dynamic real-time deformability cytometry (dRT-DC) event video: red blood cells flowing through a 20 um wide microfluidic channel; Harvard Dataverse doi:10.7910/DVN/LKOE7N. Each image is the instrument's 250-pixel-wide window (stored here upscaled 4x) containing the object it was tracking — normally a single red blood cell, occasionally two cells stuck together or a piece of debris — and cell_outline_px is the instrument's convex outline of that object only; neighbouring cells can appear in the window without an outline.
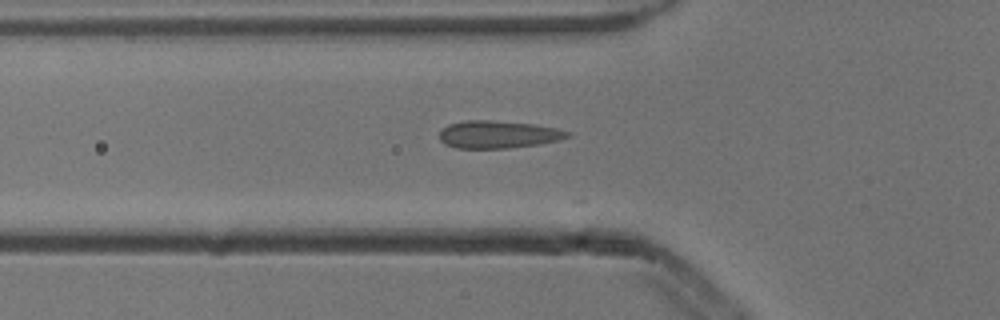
{"species": "common noctule bat (a hibernating species)", "species_latin": "Nyctalus noctula", "temperature_condition": "cold", "stored_images_in_passage": 7, "camera_frame_rate_fps": 3000, "um_per_image_px": 0.085, "animal": {"sex": "male", "body_mass_g": 13.3}, "frame": {"image": 1, "passage_image": 7, "time_ms": 2.0, "image_size_px": [1000, 320], "cell_outline_px": [[572, 136], [560, 140], [536, 144], [508, 148], [456, 148], [444, 144], [440, 140], [440, 128], [448, 124], [464, 120], [492, 120], [532, 124], [556, 128], [572, 132]], "centroid_in_image_um": [42.33, 11.42], "position_along_channel_um": 83.5, "area_um2": 20.69}}